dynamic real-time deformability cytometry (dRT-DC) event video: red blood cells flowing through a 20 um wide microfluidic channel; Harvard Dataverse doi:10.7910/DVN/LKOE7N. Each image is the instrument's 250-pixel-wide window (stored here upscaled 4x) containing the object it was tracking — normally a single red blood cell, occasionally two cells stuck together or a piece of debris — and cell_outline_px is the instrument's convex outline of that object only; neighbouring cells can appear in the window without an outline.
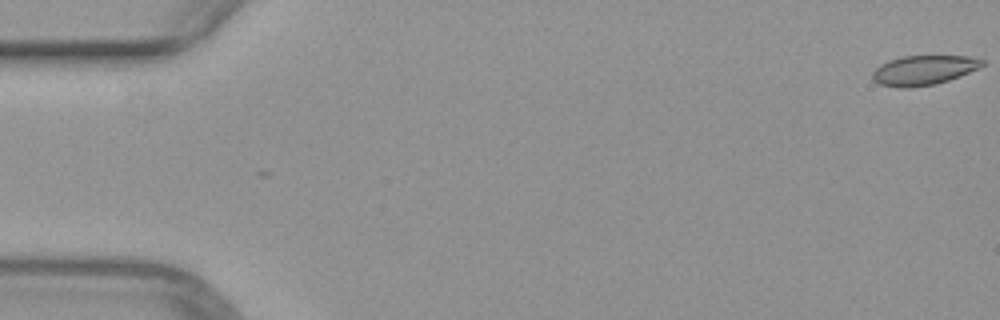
{"species": "common noctule bat (a hibernating species)", "species_latin": "Nyctalus noctula", "temperature_condition": "warm", "stored_images_in_passage": 49, "camera_frame_rate_fps": 3000, "um_per_image_px": 0.085, "animal": {"sex": "female", "body_mass_g": 29.2, "forearm_length_mm": 56.3}, "frame": {"image": 1, "passage_image": 1, "time_ms": 0.0, "image_size_px": [1000, 320], "cell_outline_px": [[984, 64], [980, 68], [960, 76], [936, 84], [908, 88], [900, 88], [880, 84], [872, 80], [872, 72], [880, 64], [888, 60], [904, 56], [968, 56], [984, 60]], "centroid_in_image_um": [78.5, 5.97], "position_along_channel_um": 6.5, "area_um2": 19.02}}
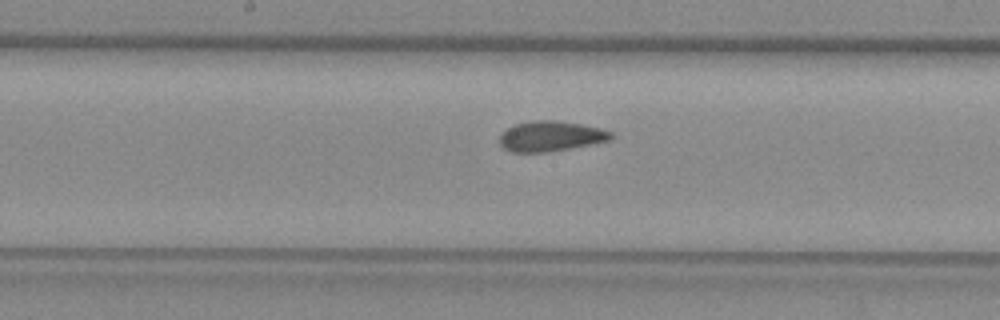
{"frame": {"image": 2, "passage_image": 27, "time_ms": 8.667, "image_size_px": [1000, 320], "cell_outline_px": [[616, 136], [608, 140], [568, 148], [544, 152], [512, 152], [504, 148], [500, 144], [500, 132], [512, 124], [532, 120], [552, 120], [580, 124], [600, 128], [612, 132]], "centroid_in_image_um": [46.75, 11.56], "position_along_channel_um": 201.4, "area_um2": 19.54}}
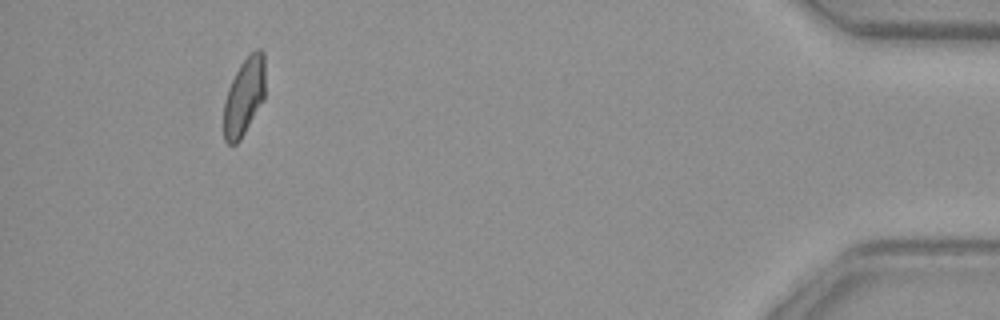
{"frame": {"image": 3, "passage_image": 48, "time_ms": 15.667, "image_size_px": [1000, 320], "cell_outline_px": [[264, 100], [240, 140], [236, 144], [228, 144], [224, 140], [224, 100], [228, 88], [240, 64], [256, 48], [260, 48], [264, 52]], "centroid_in_image_um": [20.75, 8.21], "position_along_channel_um": 414.4, "area_um2": 18.73}}